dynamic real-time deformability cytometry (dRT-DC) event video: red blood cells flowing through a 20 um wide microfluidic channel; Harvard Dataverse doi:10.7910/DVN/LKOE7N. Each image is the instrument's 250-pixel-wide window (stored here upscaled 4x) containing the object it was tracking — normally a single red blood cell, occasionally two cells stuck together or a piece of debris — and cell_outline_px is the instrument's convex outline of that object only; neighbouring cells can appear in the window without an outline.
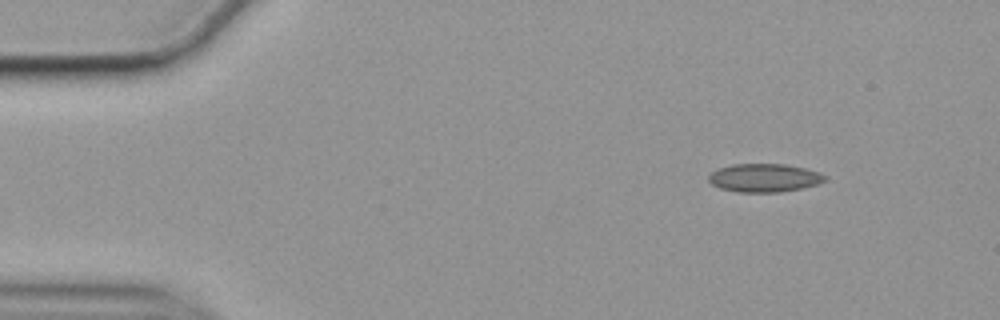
{"species": "common noctule bat (a hibernating species)", "species_latin": "Nyctalus noctula", "temperature_condition": "cold", "stored_images_in_passage": 51, "camera_frame_rate_fps": 3000, "um_per_image_px": 0.085, "animal": {"sex": "female", "body_mass_g": 19.9}, "frame": {"image": 1, "passage_image": 1, "time_ms": 0.0, "image_size_px": [1000, 320], "cell_outline_px": [[828, 180], [820, 184], [780, 192], [740, 192], [720, 188], [712, 184], [708, 180], [708, 176], [716, 168], [732, 164], [784, 164], [804, 168], [820, 172], [828, 176]], "centroid_in_image_um": [64.99, 15.11], "position_along_channel_um": 20.0, "area_um2": 19.36}}
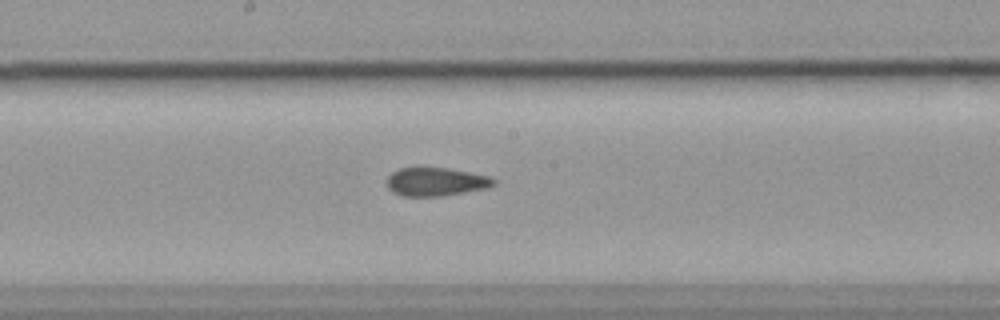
{"frame": {"image": 2, "passage_image": 24, "time_ms": 7.667, "image_size_px": [1000, 320], "cell_outline_px": [[496, 184], [484, 188], [444, 196], [400, 196], [392, 192], [388, 188], [384, 180], [392, 172], [400, 168], [420, 164], [448, 168], [488, 176], [496, 180]], "centroid_in_image_um": [36.94, 15.41], "position_along_channel_um": 211.3, "area_um2": 18.38}}
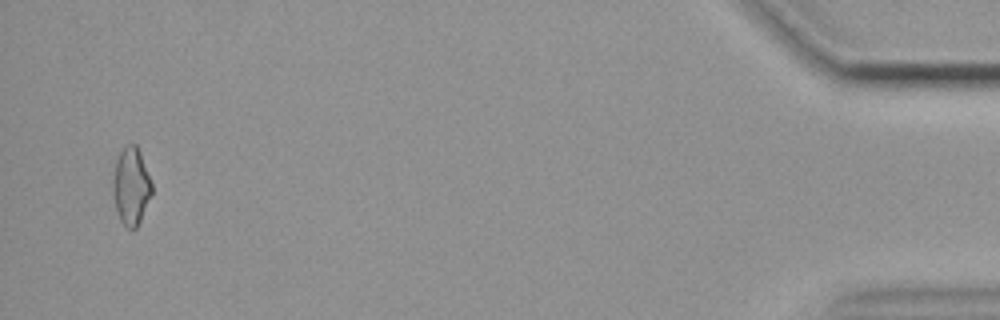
{"frame": {"image": 3, "passage_image": 49, "time_ms": 16.0, "image_size_px": [1000, 320], "cell_outline_px": [[152, 196], [136, 228], [128, 228], [120, 220], [116, 208], [112, 192], [112, 180], [116, 160], [120, 152], [128, 144], [136, 144], [140, 152], [152, 184]], "centroid_in_image_um": [11.14, 15.82], "position_along_channel_um": 424.1, "area_um2": 17.46}, "authors_computed_cell_mechanics": {"area_um2": 18.3226, "velocity_mm_per_s": 3.5554, "shape_relaxation_time_tau1_ms": null, "shape_relaxation_time_tau2_ms": 2.9861, "deformation_change_tau1": null, "deformation_change_tau2": 0.0874}}